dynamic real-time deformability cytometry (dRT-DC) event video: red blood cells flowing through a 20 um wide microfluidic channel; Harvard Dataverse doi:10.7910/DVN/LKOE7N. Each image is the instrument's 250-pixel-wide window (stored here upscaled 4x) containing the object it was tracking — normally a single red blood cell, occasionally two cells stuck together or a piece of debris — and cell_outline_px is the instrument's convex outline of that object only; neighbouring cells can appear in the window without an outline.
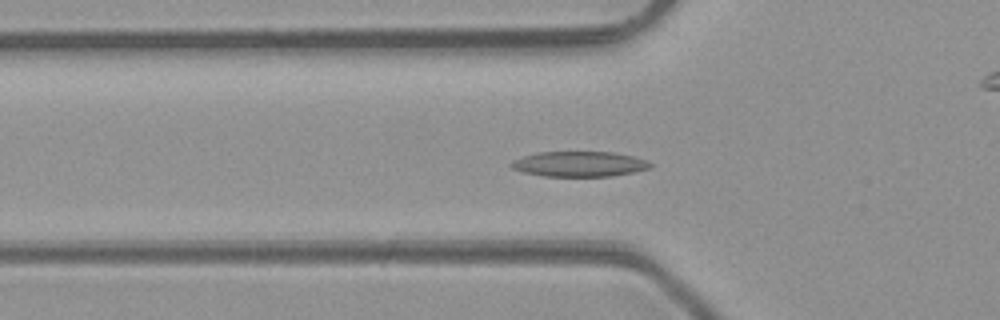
{"species": "common noctule bat (a hibernating species)", "species_latin": "Nyctalus noctula", "temperature_condition": "room temperature", "stored_images_in_passage": 41, "camera_frame_rate_fps": 3000, "um_per_image_px": 0.085, "animal": {"sex": "male", "body_mass_g": 23.1, "forearm_length_mm": 52.7}, "frame": {"image": 1, "passage_image": 12, "time_ms": 3.667, "image_size_px": [1000, 320], "cell_outline_px": [[652, 168], [612, 176], [544, 176], [524, 172], [512, 168], [508, 164], [512, 160], [524, 156], [540, 152], [616, 152], [636, 156], [648, 160], [652, 164]], "centroid_in_image_um": [49.29, 13.93], "position_along_channel_um": 76.5, "area_um2": 20.58}}
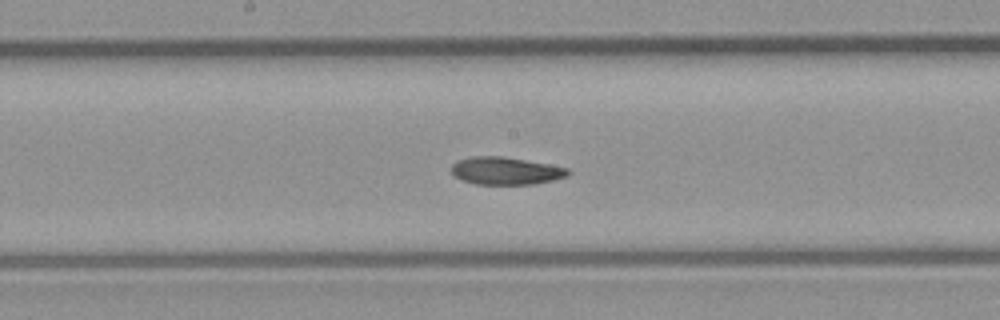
{"frame": {"image": 2, "passage_image": 21, "time_ms": 6.667, "image_size_px": [1000, 320], "cell_outline_px": [[572, 172], [568, 176], [552, 180], [532, 184], [476, 184], [460, 180], [452, 176], [452, 164], [456, 160], [472, 156], [504, 156], [548, 164], [568, 168]], "centroid_in_image_um": [42.95, 14.51], "position_along_channel_um": 205.2, "area_um2": 18.9}}
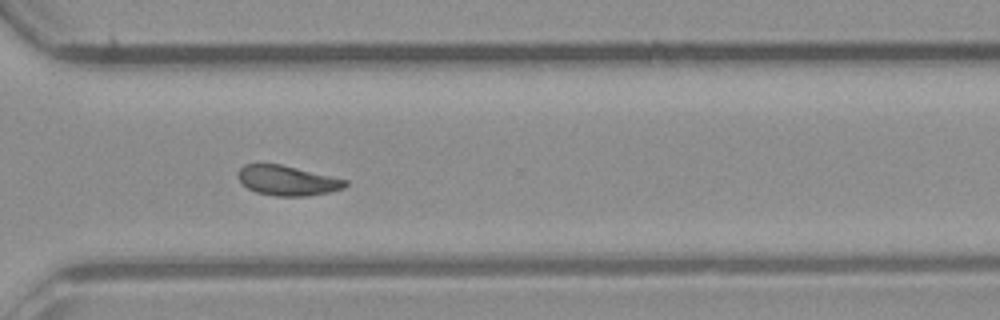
{"frame": {"image": 3, "passage_image": 31, "time_ms": 10.0, "image_size_px": [1000, 320], "cell_outline_px": [[348, 184], [344, 188], [328, 192], [308, 196], [276, 196], [256, 192], [240, 184], [236, 176], [236, 172], [244, 164], [280, 164], [348, 180]], "centroid_in_image_um": [24.37, 15.35], "position_along_channel_um": 346.2, "area_um2": 18.79}, "authors_computed_cell_mechanics": {"area_um2": 19.1318, "velocity_mm_per_s": 4.2456, "shape_relaxation_time_tau1_ms": 7.0723, "shape_relaxation_time_tau2_ms": 4.2414, "deformation_change_tau1": 0.1861, "deformation_change_tau2": 0.1094}}